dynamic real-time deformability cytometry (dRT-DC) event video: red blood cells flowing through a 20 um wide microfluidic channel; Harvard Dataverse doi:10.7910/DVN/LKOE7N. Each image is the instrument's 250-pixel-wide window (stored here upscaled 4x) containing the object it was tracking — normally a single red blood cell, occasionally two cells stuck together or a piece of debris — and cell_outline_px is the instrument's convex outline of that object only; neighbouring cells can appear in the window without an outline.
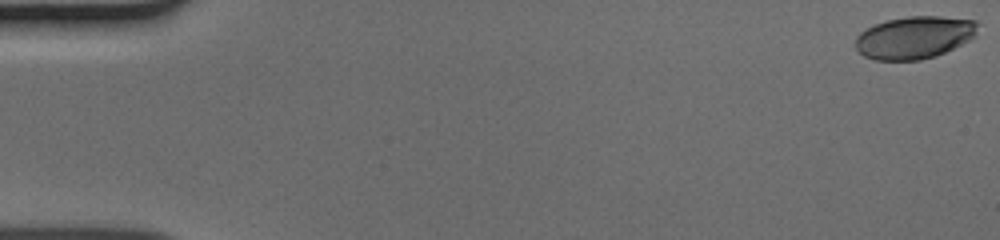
{"species": "human", "species_latin": "Homo sapiens", "temperature_condition": "cold", "stored_images_in_passage": 51, "camera_frame_rate_fps": 3000, "um_per_image_px": 0.085, "donor": {"sex": "male"}, "frame": {"image": 1, "passage_image": 1, "time_ms": 0.0, "image_size_px": [1000, 240], "cell_outline_px": [[976, 36], [936, 56], [920, 60], [876, 60], [864, 56], [856, 48], [856, 36], [860, 32], [876, 24], [888, 20], [908, 16], [940, 16], [976, 20]], "centroid_in_image_um": [77.71, 3.18], "position_along_channel_um": 7.3, "area_um2": 30.0}}
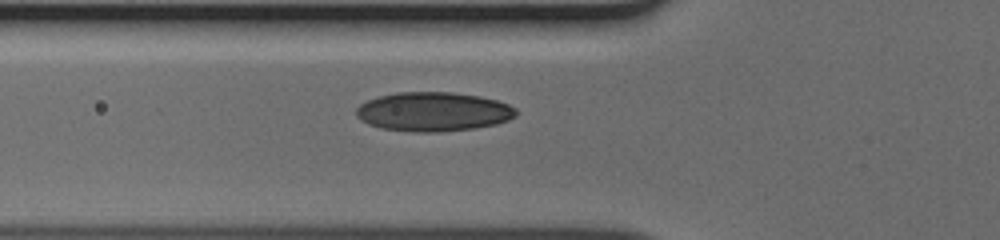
{"frame": {"image": 2, "passage_image": 19, "time_ms": 6.0, "image_size_px": [1000, 240], "cell_outline_px": [[516, 116], [508, 120], [496, 124], [472, 128], [440, 132], [412, 132], [380, 128], [368, 124], [360, 120], [356, 116], [356, 108], [360, 104], [368, 100], [380, 96], [396, 92], [452, 92], [480, 96], [496, 100], [508, 104], [516, 108]], "centroid_in_image_um": [36.81, 9.49], "position_along_channel_um": 89.0, "area_um2": 36.59}}
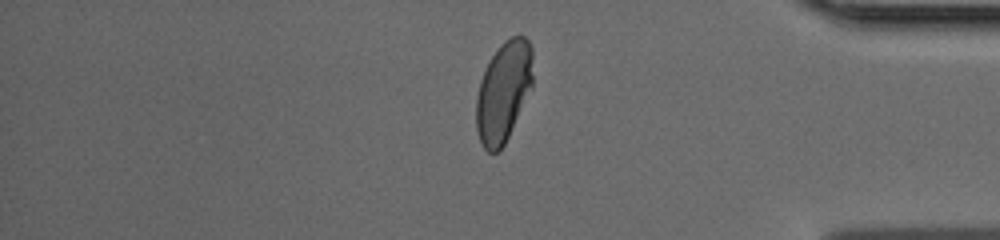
{"frame": {"image": 3, "passage_image": 43, "time_ms": 14.0, "image_size_px": [1000, 240], "cell_outline_px": [[532, 88], [504, 144], [496, 152], [488, 152], [480, 144], [476, 128], [476, 96], [480, 80], [492, 56], [500, 44], [504, 40], [512, 36], [524, 36], [528, 40], [532, 48]], "centroid_in_image_um": [42.79, 7.79], "position_along_channel_um": 392.4, "area_um2": 33.06}}